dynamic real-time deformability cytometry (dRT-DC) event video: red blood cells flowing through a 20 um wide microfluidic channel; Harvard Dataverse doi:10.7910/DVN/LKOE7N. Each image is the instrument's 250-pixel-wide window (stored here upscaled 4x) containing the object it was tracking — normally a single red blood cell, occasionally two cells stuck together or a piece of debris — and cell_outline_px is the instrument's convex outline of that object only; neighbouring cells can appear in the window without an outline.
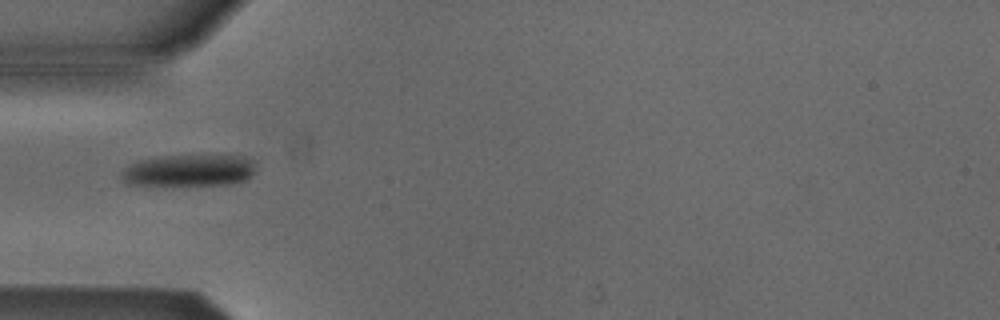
{"species": "Egyptian fruit bat (a non-hibernating species)", "species_latin": "Rousettus aegyptiacus", "temperature_condition": "cold", "stored_images_in_passage": 1, "camera_frame_rate_fps": 3000, "um_per_image_px": 0.085, "animal": {"sex": "male"}, "frame": {"image": 1, "passage_image": 1, "time_ms": 0.0, "image_size_px": [1000, 320], "cell_outline_px": [[256, 172], [244, 180], [228, 184], [124, 184], [120, 176], [120, 172], [124, 168], [140, 160], [156, 156], [244, 156], [256, 160]], "centroid_in_image_um": [16.09, 14.47], "position_along_channel_um": 68.9, "area_um2": 24.74}}